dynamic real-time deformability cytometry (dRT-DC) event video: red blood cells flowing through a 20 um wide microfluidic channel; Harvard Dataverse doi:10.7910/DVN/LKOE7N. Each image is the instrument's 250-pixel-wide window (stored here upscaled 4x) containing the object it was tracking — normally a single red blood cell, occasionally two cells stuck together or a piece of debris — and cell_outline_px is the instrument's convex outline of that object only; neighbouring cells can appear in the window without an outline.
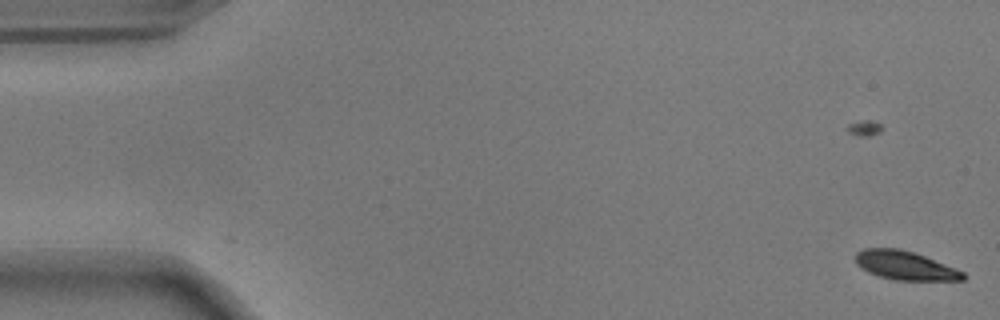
{"species": "common noctule bat (a hibernating species)", "species_latin": "Nyctalus noctula", "temperature_condition": "warm", "stored_images_in_passage": 2, "camera_frame_rate_fps": 3000, "um_per_image_px": 0.085, "animal": {"sex": "male", "body_mass_g": 17.9}, "frame": {"image": 1, "passage_image": 2, "time_ms": 0.333, "image_size_px": [1000, 320], "cell_outline_px": [[968, 276], [964, 280], [896, 280], [880, 276], [868, 272], [856, 264], [856, 252], [864, 248], [900, 248], [924, 256], [956, 268], [964, 272]], "centroid_in_image_um": [76.95, 22.56], "position_along_channel_um": 8.1, "area_um2": 17.98}}